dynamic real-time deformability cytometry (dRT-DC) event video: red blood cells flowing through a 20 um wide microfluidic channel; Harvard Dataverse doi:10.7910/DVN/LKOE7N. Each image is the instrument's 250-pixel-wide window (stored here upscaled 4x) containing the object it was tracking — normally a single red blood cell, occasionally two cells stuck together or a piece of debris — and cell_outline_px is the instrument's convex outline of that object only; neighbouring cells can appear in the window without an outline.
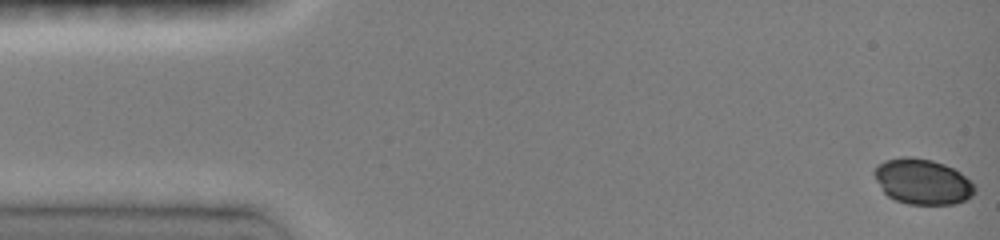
{"species": "common noctule bat (a hibernating species)", "species_latin": "Nyctalus noctula", "temperature_condition": "room temperature", "stored_images_in_passage": 20, "camera_frame_rate_fps": 3000, "um_per_image_px": 0.085, "animal": {"sex": "female", "body_mass_g": 19.0, "forearm_length_mm": 51.5}, "frame": {"image": 1, "passage_image": 1, "time_ms": 0.0, "image_size_px": [1000, 240], "cell_outline_px": [[976, 192], [972, 196], [956, 204], [908, 204], [896, 200], [888, 196], [884, 192], [876, 180], [872, 172], [884, 160], [904, 156], [912, 156], [932, 160], [944, 164], [960, 172], [976, 184]], "centroid_in_image_um": [78.44, 15.43], "position_along_channel_um": 6.6, "area_um2": 26.76}}
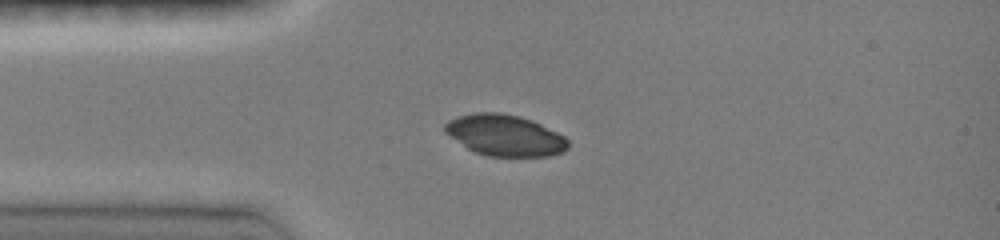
{"frame": {"image": 2, "passage_image": 12, "time_ms": 3.667, "image_size_px": [1000, 240], "cell_outline_px": [[568, 148], [564, 152], [548, 156], [488, 156], [476, 152], [468, 148], [448, 136], [444, 132], [444, 124], [448, 120], [456, 116], [472, 112], [500, 112], [520, 116], [532, 120], [564, 136], [568, 140]], "centroid_in_image_um": [42.88, 11.49], "position_along_channel_um": 42.1, "area_um2": 29.71}}